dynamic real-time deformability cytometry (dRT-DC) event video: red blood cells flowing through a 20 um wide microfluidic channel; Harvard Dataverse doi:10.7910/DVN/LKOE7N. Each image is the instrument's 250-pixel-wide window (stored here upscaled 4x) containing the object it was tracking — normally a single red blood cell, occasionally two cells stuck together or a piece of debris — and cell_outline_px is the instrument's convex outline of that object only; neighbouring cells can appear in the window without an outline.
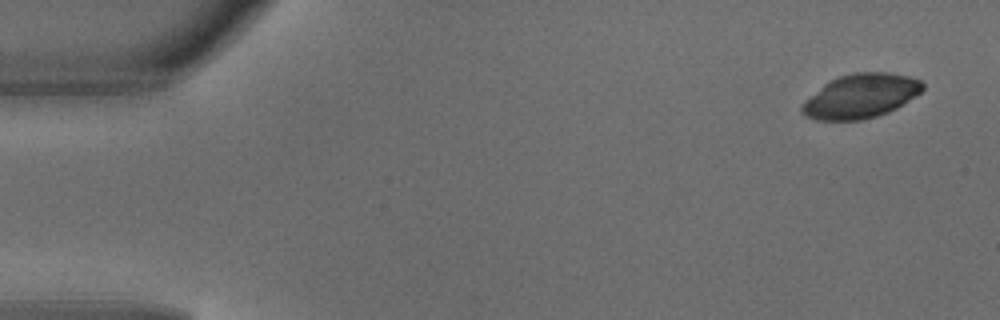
{"species": "common noctule bat (a hibernating species)", "species_latin": "Nyctalus noctula", "temperature_condition": "warm", "stored_images_in_passage": 5, "segment_of_instrument_passage": [1, 2], "camera_frame_rate_fps": 3000, "um_per_image_px": 0.085, "animal": {"sex": "male", "body_mass_g": 18.8}, "frame": {"image": 1, "passage_image": 1, "time_ms": 0.0, "image_size_px": [1000, 320], "cell_outline_px": [[924, 88], [916, 96], [904, 104], [888, 112], [864, 120], [816, 120], [804, 116], [800, 112], [800, 104], [804, 100], [824, 84], [840, 76], [852, 72], [888, 72], [908, 76], [920, 80], [924, 84]], "centroid_in_image_um": [73.14, 8.17], "position_along_channel_um": 11.9, "area_um2": 31.27}}